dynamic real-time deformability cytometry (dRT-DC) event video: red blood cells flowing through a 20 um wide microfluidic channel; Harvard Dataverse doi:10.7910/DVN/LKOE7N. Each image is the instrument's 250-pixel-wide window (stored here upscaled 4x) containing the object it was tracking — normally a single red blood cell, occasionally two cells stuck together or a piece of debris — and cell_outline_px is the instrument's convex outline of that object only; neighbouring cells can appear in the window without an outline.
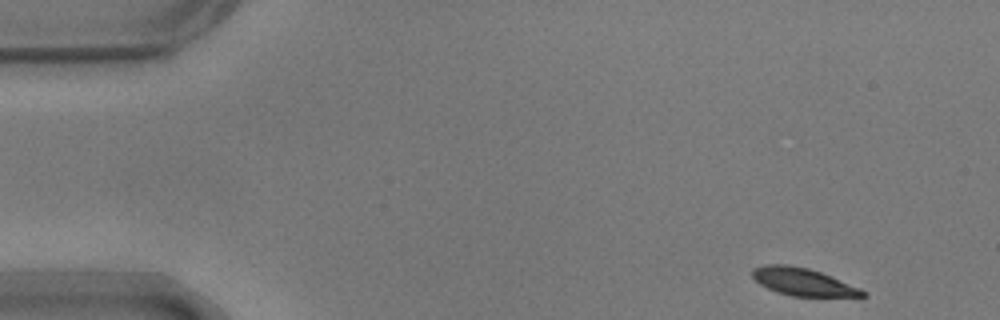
{"species": "common noctule bat (a hibernating species)", "species_latin": "Nyctalus noctula", "temperature_condition": "warm", "stored_images_in_passage": 51, "camera_frame_rate_fps": 3000, "um_per_image_px": 0.085, "animal": {"sex": "male", "body_mass_g": 17.9}, "frame": {"image": 1, "passage_image": 1, "time_ms": 0.0, "image_size_px": [1000, 320], "cell_outline_px": [[868, 296], [860, 300], [792, 296], [776, 292], [760, 284], [752, 276], [752, 268], [764, 264], [788, 264], [808, 268], [820, 272], [860, 288], [868, 292]], "centroid_in_image_um": [68.41, 24.02], "position_along_channel_um": 16.6, "area_um2": 18.73}}
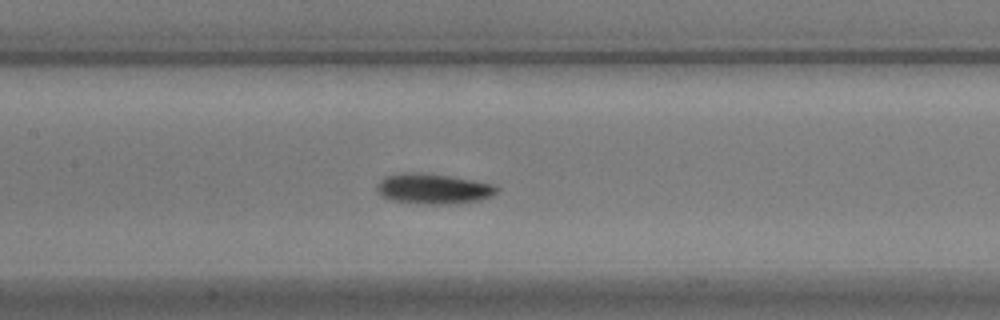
{"frame": {"image": 2, "passage_image": 22, "time_ms": 7.0, "image_size_px": [1000, 320], "cell_outline_px": [[500, 188], [492, 196], [480, 200], [444, 204], [420, 204], [392, 200], [376, 192], [376, 184], [384, 176], [400, 172], [420, 172], [448, 176], [496, 184]], "centroid_in_image_um": [36.8, 16.03], "position_along_channel_um": 170.6, "area_um2": 21.33}}
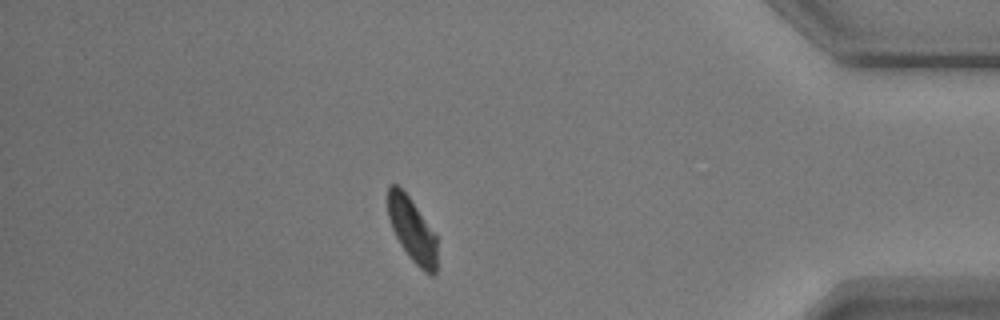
{"frame": {"image": 3, "passage_image": 44, "time_ms": 14.333, "image_size_px": [1000, 320], "cell_outline_px": [[436, 276], [428, 276], [408, 256], [400, 244], [392, 228], [388, 216], [388, 188], [392, 184], [396, 184], [408, 196], [436, 236]], "centroid_in_image_um": [35.03, 19.6], "position_along_channel_um": 400.2, "area_um2": 18.03}, "authors_computed_cell_mechanics": {"area_um2": 19.2474, "velocity_mm_per_s": 3.6586, "shape_relaxation_time_tau1_ms": 2.4584, "shape_relaxation_time_tau2_ms": 2.5277, "deformation_change_tau1": 0.1147, "deformation_change_tau2": 0.0781}}